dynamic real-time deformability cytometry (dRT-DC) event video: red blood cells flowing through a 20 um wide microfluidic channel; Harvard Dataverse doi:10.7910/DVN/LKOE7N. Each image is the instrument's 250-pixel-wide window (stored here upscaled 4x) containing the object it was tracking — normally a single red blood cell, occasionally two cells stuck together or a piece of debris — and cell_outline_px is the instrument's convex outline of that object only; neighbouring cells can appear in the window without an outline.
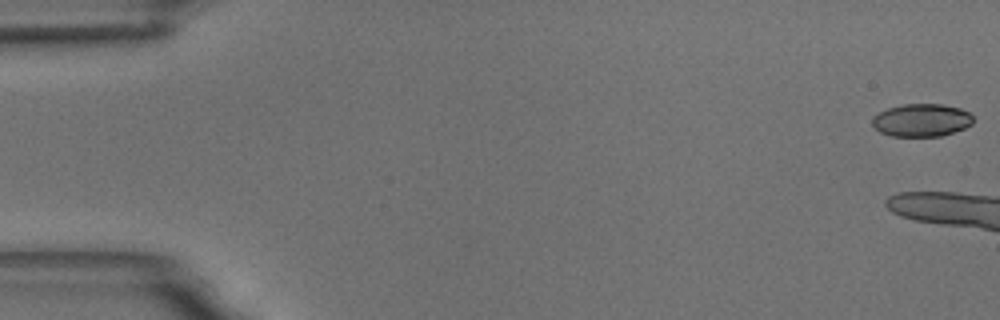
{"species": "common noctule bat (a hibernating species)", "species_latin": "Nyctalus noctula", "temperature_condition": "room temperature", "stored_images_in_passage": 6, "camera_frame_rate_fps": 3000, "um_per_image_px": 0.085, "animal": {"sex": "male", "body_mass_g": 18.8}, "frame": {"image": 1, "passage_image": 1, "time_ms": 0.0, "image_size_px": [1000, 320], "cell_outline_px": [[972, 124], [964, 128], [940, 136], [892, 136], [880, 132], [872, 124], [872, 116], [888, 108], [904, 104], [944, 104], [960, 108], [968, 112], [972, 116]], "centroid_in_image_um": [78.32, 10.21], "position_along_channel_um": 6.7, "area_um2": 19.19}}